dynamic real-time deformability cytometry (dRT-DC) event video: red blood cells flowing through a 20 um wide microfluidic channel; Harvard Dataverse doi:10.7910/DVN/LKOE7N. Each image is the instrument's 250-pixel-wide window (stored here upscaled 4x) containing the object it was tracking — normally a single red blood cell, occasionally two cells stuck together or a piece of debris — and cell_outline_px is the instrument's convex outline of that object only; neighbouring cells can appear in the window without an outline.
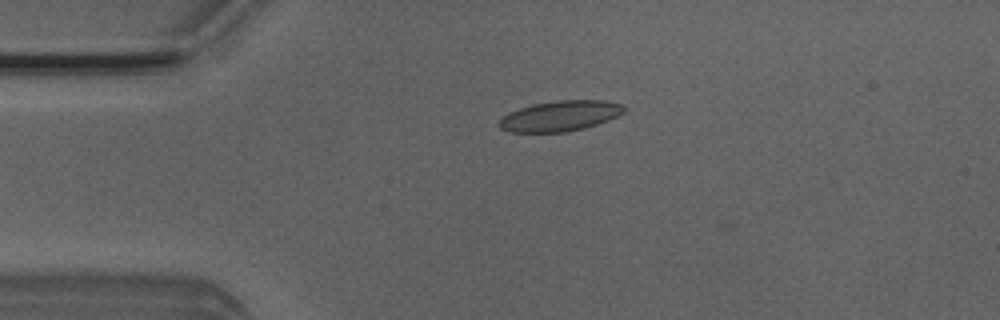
{"species": "Egyptian fruit bat (a non-hibernating species)", "species_latin": "Rousettus aegyptiacus", "temperature_condition": "room temperature", "stored_images_in_passage": 3, "camera_frame_rate_fps": 3000, "um_per_image_px": 0.085, "animal": {"sex": "male"}, "frame": {"image": 1, "passage_image": 2, "time_ms": 1.333, "image_size_px": [1000, 320], "cell_outline_px": [[624, 112], [608, 120], [584, 128], [564, 132], [512, 132], [500, 128], [500, 120], [504, 116], [520, 108], [532, 104], [556, 100], [604, 100], [624, 104]], "centroid_in_image_um": [47.64, 9.84], "position_along_channel_um": 37.4, "area_um2": 21.91}}